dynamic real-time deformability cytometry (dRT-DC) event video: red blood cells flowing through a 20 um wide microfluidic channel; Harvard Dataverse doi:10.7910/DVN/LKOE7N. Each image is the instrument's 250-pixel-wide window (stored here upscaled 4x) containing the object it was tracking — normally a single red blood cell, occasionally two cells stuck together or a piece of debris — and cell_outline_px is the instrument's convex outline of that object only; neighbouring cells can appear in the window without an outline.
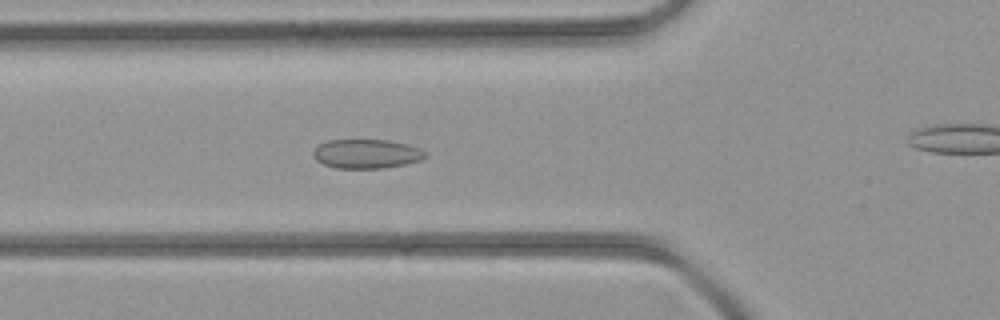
{"species": "common noctule bat (a hibernating species)", "species_latin": "Nyctalus noctula", "temperature_condition": "room temperature", "stored_images_in_passage": 41, "camera_frame_rate_fps": 3000, "um_per_image_px": 0.085, "animal": {"sex": "female", "body_mass_g": 21.9}, "frame": {"image": 1, "passage_image": 12, "time_ms": 3.667, "image_size_px": [1000, 320], "cell_outline_px": [[428, 156], [420, 160], [404, 164], [384, 168], [336, 168], [324, 164], [316, 160], [312, 156], [312, 152], [320, 144], [328, 140], [388, 140], [408, 144], [420, 148], [428, 152]], "centroid_in_image_um": [31.18, 13.07], "position_along_channel_um": 94.6, "area_um2": 19.13}}
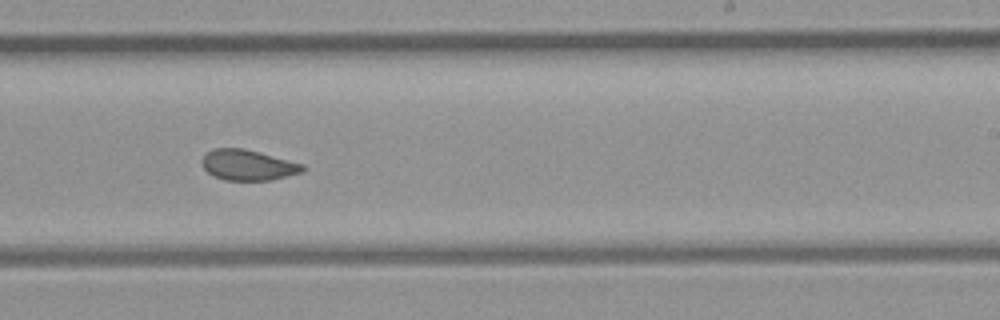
{"frame": {"image": 2, "passage_image": 23, "time_ms": 7.333, "image_size_px": [1000, 320], "cell_outline_px": [[304, 172], [272, 180], [224, 180], [208, 172], [204, 168], [200, 160], [208, 152], [216, 148], [240, 148], [304, 164]], "centroid_in_image_um": [21.08, 14.04], "position_along_channel_um": 267.9, "area_um2": 17.63}}
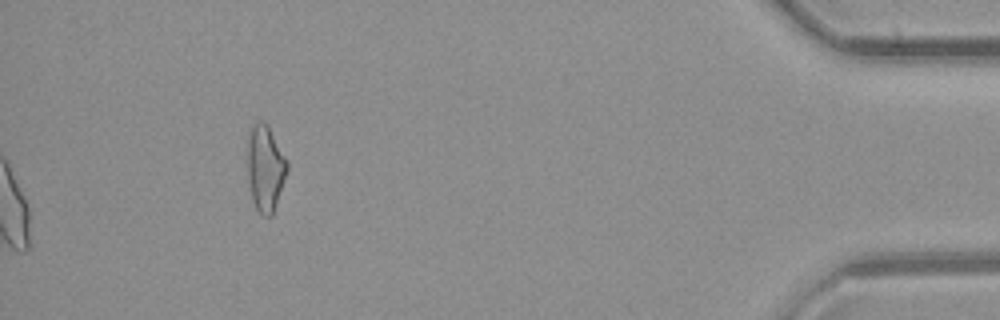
{"frame": {"image": 3, "passage_image": 41, "time_ms": 13.333, "image_size_px": [1000, 320], "cell_outline_px": [[288, 168], [272, 216], [264, 216], [256, 208], [252, 200], [248, 180], [248, 136], [252, 124], [256, 120], [264, 120], [268, 124], [288, 160]], "centroid_in_image_um": [22.55, 14.23], "position_along_channel_um": 412.6, "area_um2": 20.06}}